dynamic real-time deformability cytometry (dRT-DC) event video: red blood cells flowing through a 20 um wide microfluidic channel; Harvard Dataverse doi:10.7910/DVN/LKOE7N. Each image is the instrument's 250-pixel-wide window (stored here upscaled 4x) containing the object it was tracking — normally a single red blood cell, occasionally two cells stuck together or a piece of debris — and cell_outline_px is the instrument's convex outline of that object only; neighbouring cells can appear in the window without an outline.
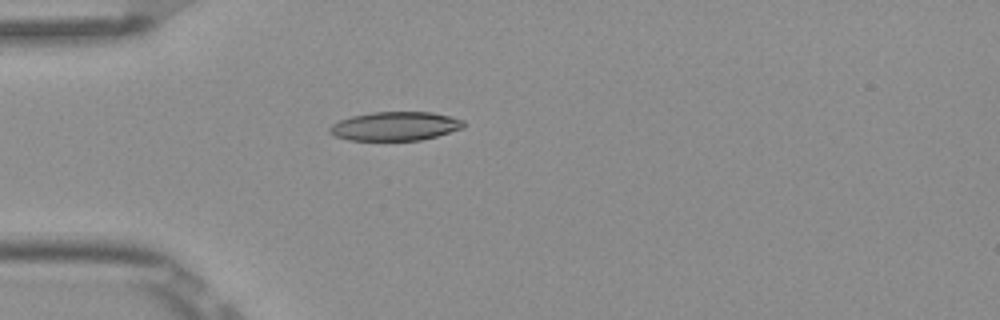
{"species": "Egyptian fruit bat (a non-hibernating species)", "species_latin": "Rousettus aegyptiacus", "temperature_condition": "room temperature", "stored_images_in_passage": 5, "camera_frame_rate_fps": 3000, "um_per_image_px": 0.085, "frame": {"image": 1, "passage_image": 5, "time_ms": 1.333, "image_size_px": [1000, 320], "cell_outline_px": [[464, 128], [436, 136], [420, 140], [348, 140], [336, 136], [328, 132], [328, 128], [332, 124], [340, 120], [352, 116], [372, 112], [432, 112], [464, 120]], "centroid_in_image_um": [33.58, 10.72], "position_along_channel_um": 51.4, "area_um2": 22.43}}